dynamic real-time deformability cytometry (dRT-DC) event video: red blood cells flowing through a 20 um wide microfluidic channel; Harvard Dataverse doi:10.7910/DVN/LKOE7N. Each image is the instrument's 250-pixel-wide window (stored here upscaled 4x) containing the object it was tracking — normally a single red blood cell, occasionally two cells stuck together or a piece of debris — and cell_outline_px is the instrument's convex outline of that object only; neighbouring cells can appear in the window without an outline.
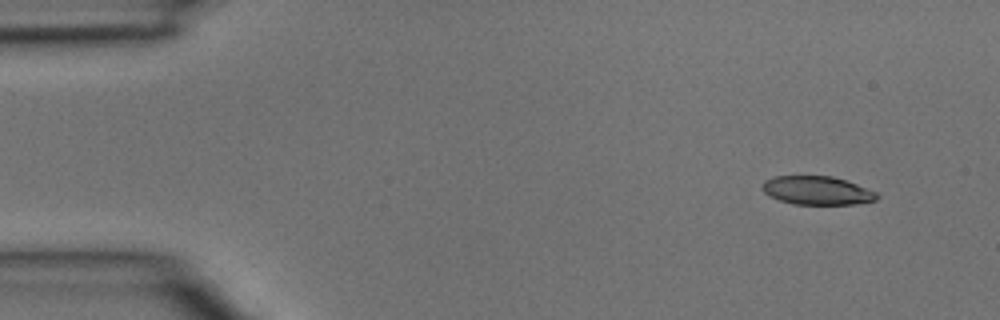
{"species": "common noctule bat (a hibernating species)", "species_latin": "Nyctalus noctula", "temperature_condition": "room temperature", "stored_images_in_passage": 4, "camera_frame_rate_fps": 3000, "um_per_image_px": 0.085, "animal": {"sex": "male", "body_mass_g": 15.6}, "frame": {"image": 1, "passage_image": 1, "time_ms": 0.0, "image_size_px": [1000, 320], "cell_outline_px": [[880, 196], [876, 200], [856, 204], [792, 204], [780, 200], [764, 192], [760, 188], [764, 180], [772, 176], [832, 176], [856, 184], [876, 192]], "centroid_in_image_um": [69.43, 16.19], "position_along_channel_um": 15.6, "area_um2": 19.02}}
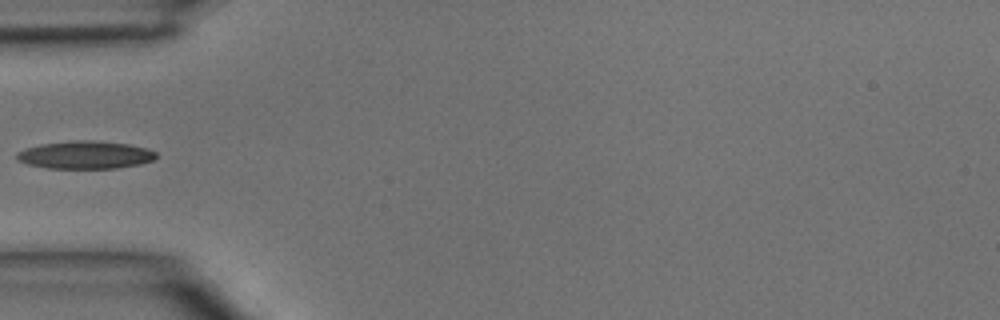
{"frame": {"image": 2, "passage_image": 4, "time_ms": 1.0, "image_size_px": [1000, 320], "cell_outline_px": [[156, 156], [152, 160], [140, 164], [116, 168], [48, 168], [28, 164], [20, 160], [16, 156], [16, 152], [24, 148], [40, 144], [72, 140], [92, 140], [128, 144], [148, 148], [156, 152]], "centroid_in_image_um": [7.24, 13.15], "position_along_channel_um": 77.8, "area_um2": 22.54}}